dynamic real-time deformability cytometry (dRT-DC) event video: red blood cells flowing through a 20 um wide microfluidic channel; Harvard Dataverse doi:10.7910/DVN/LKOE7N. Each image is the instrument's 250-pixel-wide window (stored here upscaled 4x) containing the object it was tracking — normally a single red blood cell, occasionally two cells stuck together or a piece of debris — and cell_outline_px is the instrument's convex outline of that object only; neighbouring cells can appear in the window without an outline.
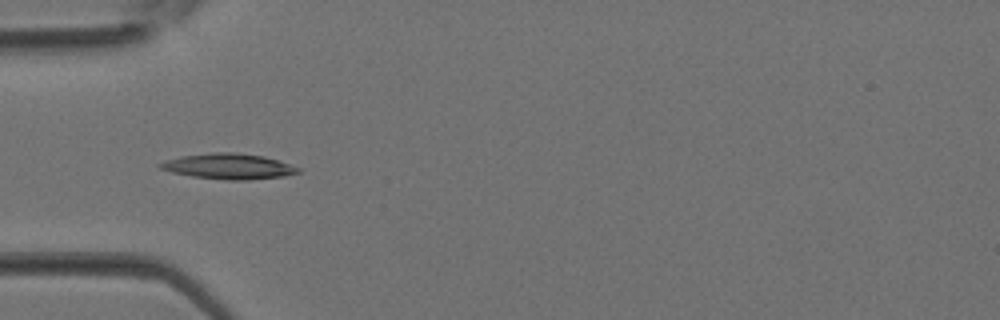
{"species": "Egyptian fruit bat (a non-hibernating species)", "species_latin": "Rousettus aegyptiacus", "temperature_condition": "room temperature", "stored_images_in_passage": 3, "camera_frame_rate_fps": 3000, "um_per_image_px": 0.085, "animal": {"sex": "female"}, "frame": {"image": 1, "passage_image": 3, "time_ms": 0.667, "image_size_px": [1000, 320], "cell_outline_px": [[300, 172], [284, 176], [248, 180], [228, 180], [192, 176], [172, 172], [160, 168], [156, 164], [164, 160], [180, 156], [212, 152], [236, 152], [264, 156], [300, 168]], "centroid_in_image_um": [19.39, 14.13], "position_along_channel_um": 65.6, "area_um2": 20.52}}